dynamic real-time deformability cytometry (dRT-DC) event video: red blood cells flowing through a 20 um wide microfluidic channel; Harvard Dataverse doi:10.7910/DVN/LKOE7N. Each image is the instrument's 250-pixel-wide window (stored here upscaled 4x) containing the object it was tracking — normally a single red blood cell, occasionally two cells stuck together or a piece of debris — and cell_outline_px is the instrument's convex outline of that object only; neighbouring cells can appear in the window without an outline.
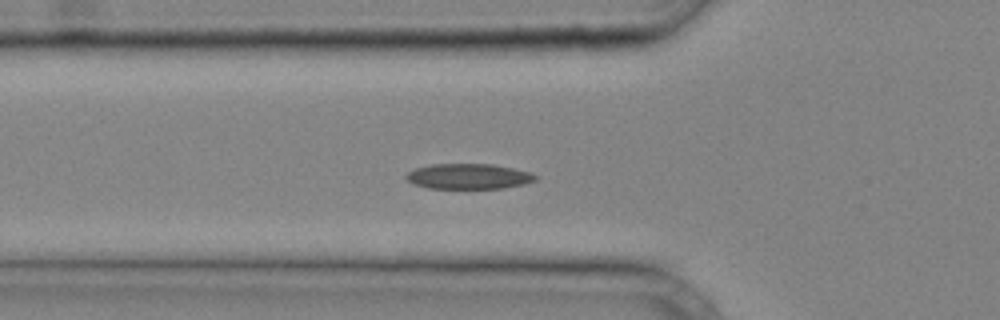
{"species": "common noctule bat (a hibernating species)", "species_latin": "Nyctalus noctula", "temperature_condition": "cold", "stored_images_in_passage": 35, "camera_frame_rate_fps": 3000, "um_per_image_px": 0.085, "animal": {"sex": "male", "body_mass_g": 20.4}, "frame": {"image": 1, "passage_image": 11, "time_ms": 3.333, "image_size_px": [1000, 320], "cell_outline_px": [[536, 180], [524, 184], [504, 188], [428, 188], [416, 184], [408, 180], [404, 176], [408, 172], [416, 168], [432, 164], [492, 164], [512, 168], [528, 172], [536, 176]], "centroid_in_image_um": [39.82, 14.99], "position_along_channel_um": 86.0, "area_um2": 18.84}}